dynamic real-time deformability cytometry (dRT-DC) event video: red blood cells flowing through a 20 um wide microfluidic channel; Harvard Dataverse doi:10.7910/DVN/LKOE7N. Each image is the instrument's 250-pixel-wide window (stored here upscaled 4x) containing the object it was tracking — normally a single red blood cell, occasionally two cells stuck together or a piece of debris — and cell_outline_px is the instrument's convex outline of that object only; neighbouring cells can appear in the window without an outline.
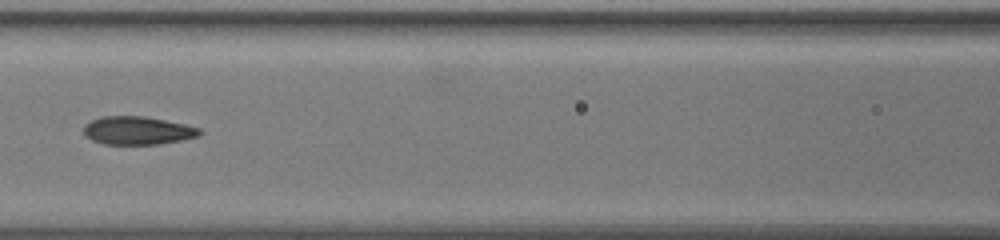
{"species": "common noctule bat (a hibernating species)", "species_latin": "Nyctalus noctula", "temperature_condition": "warm", "stored_images_in_passage": 16, "camera_frame_rate_fps": 3000, "um_per_image_px": 0.085, "animal": {"sex": "female", "body_mass_g": 19.5, "forearm_length_mm": 54.1}, "frame": {"image": 1, "passage_image": 12, "time_ms": 3.667, "image_size_px": [1000, 240], "cell_outline_px": [[204, 132], [200, 136], [160, 144], [104, 144], [92, 140], [84, 136], [84, 124], [100, 116], [144, 116], [184, 124], [200, 128]], "centroid_in_image_um": [11.69, 11.09], "position_along_channel_um": 154.9, "area_um2": 19.13}}